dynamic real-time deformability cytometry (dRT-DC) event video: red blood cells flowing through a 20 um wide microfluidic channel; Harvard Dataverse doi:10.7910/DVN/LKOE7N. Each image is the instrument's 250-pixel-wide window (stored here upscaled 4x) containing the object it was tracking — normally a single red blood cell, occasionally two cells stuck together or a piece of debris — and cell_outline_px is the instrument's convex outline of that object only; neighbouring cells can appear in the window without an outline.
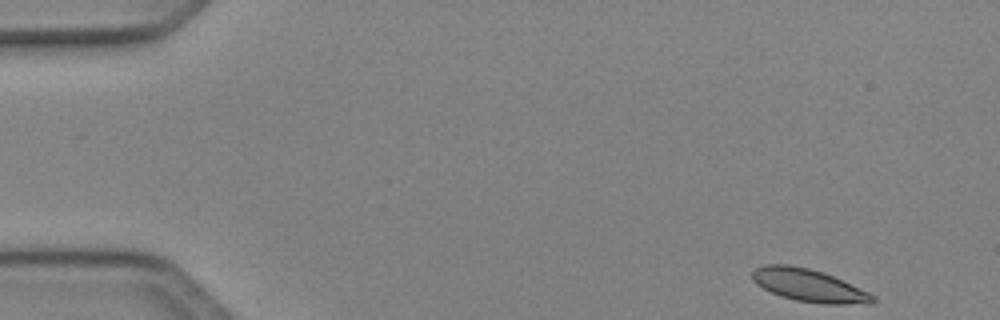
{"species": "Egyptian fruit bat (a non-hibernating species)", "species_latin": "Rousettus aegyptiacus", "temperature_condition": "cold", "stored_images_in_passage": 47, "camera_frame_rate_fps": 3000, "um_per_image_px": 0.085, "animal": {"sex": "female"}, "frame": {"image": 1, "passage_image": 1, "time_ms": 0.0, "image_size_px": [1000, 320], "cell_outline_px": [[876, 300], [872, 304], [824, 304], [796, 300], [780, 296], [756, 284], [752, 280], [752, 272], [756, 268], [764, 264], [788, 264], [808, 268], [824, 272], [868, 292], [876, 296]], "centroid_in_image_um": [68.76, 24.26], "position_along_channel_um": 16.2, "area_um2": 22.89}}
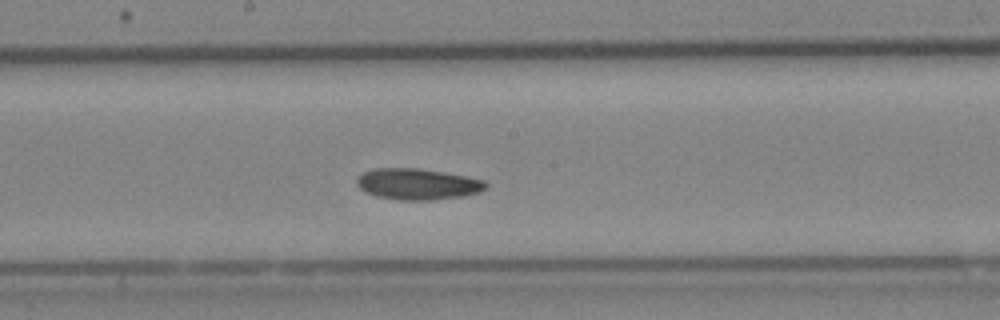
{"frame": {"image": 2, "passage_image": 24, "time_ms": 7.667, "image_size_px": [1000, 320], "cell_outline_px": [[488, 184], [480, 192], [464, 196], [432, 200], [396, 200], [376, 196], [364, 192], [356, 184], [356, 180], [364, 172], [376, 168], [416, 168], [444, 172], [484, 180]], "centroid_in_image_um": [35.48, 15.66], "position_along_channel_um": 212.7, "area_um2": 23.41}}
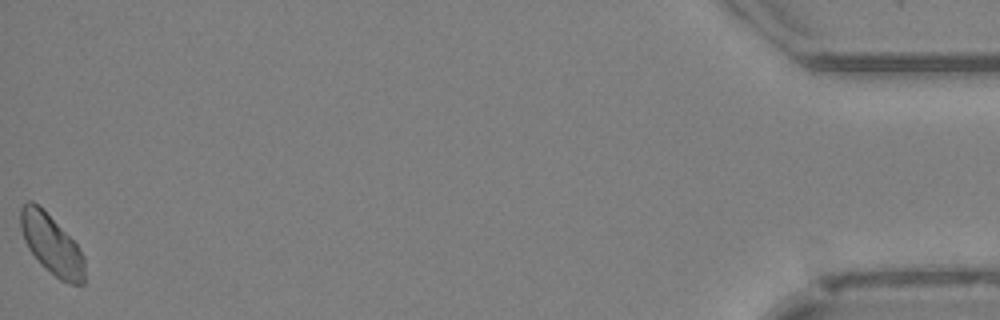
{"frame": {"image": 3, "passage_image": 47, "time_ms": 15.333, "image_size_px": [1000, 320], "cell_outline_px": [[84, 284], [72, 284], [60, 280], [28, 248], [24, 240], [20, 228], [20, 208], [28, 200], [32, 200], [44, 208], [80, 248], [84, 256]], "centroid_in_image_um": [4.38, 20.72], "position_along_channel_um": 430.8, "area_um2": 22.08}, "authors_computed_cell_mechanics": {"area_um2": 22.542, "velocity_mm_per_s": 4.0697, "shape_relaxation_time_tau1_ms": 10.2304, "shape_relaxation_time_tau2_ms": null, "deformation_change_tau1": 0.128, "deformation_change_tau2": null}}